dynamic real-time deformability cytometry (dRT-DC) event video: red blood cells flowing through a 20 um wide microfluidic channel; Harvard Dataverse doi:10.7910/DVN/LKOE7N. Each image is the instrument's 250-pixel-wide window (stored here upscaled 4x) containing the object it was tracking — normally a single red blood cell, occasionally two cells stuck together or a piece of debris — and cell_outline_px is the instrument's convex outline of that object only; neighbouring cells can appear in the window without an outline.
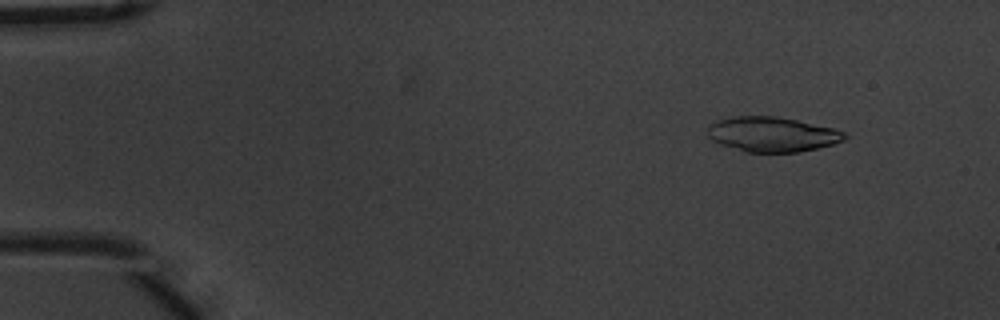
{"species": "common noctule bat (a hibernating species)", "species_latin": "Nyctalus noctula", "temperature_condition": "warm", "stored_images_in_passage": 50, "camera_frame_rate_fps": 3000, "um_per_image_px": 0.085, "animal": {"sex": "male", "body_mass_g": 20.1, "forearm_length_mm": 53.5}, "frame": {"image": 1, "passage_image": 1, "time_ms": 0.0, "image_size_px": [1000, 320], "cell_outline_px": [[848, 136], [844, 140], [832, 144], [800, 152], [744, 152], [720, 144], [712, 140], [708, 136], [708, 128], [712, 124], [720, 120], [732, 116], [776, 116], [836, 128], [844, 132]], "centroid_in_image_um": [65.65, 11.42], "position_along_channel_um": 19.3, "area_um2": 27.8}}